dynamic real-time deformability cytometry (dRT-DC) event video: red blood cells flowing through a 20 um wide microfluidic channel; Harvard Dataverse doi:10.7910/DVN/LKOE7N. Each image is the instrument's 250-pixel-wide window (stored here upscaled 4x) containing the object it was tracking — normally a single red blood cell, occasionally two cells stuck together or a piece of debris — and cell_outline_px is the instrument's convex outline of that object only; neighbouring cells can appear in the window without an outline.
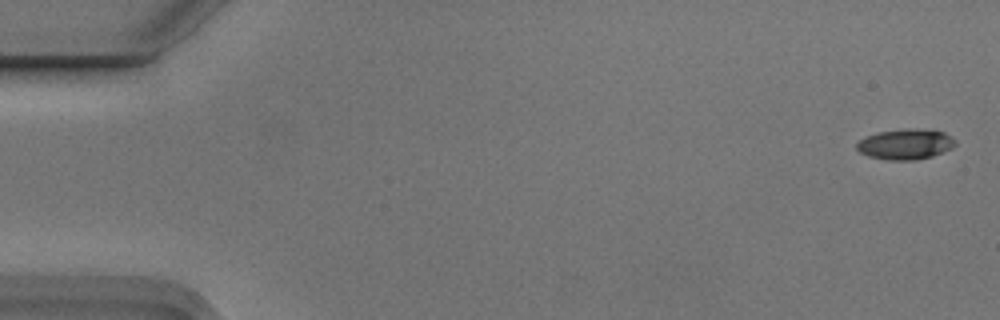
{"species": "Egyptian fruit bat (a non-hibernating species)", "species_latin": "Rousettus aegyptiacus", "temperature_condition": "cold", "stored_images_in_passage": 5, "camera_frame_rate_fps": 3000, "um_per_image_px": 0.085, "animal": {"sex": "male"}, "frame": {"image": 1, "passage_image": 1, "time_ms": 0.0, "image_size_px": [1000, 320], "cell_outline_px": [[956, 144], [952, 148], [932, 156], [916, 160], [888, 160], [868, 156], [860, 152], [856, 148], [856, 144], [864, 136], [876, 132], [904, 128], [916, 128], [944, 132], [952, 136], [956, 140]], "centroid_in_image_um": [76.96, 12.24], "position_along_channel_um": 8.0, "area_um2": 17.74}}
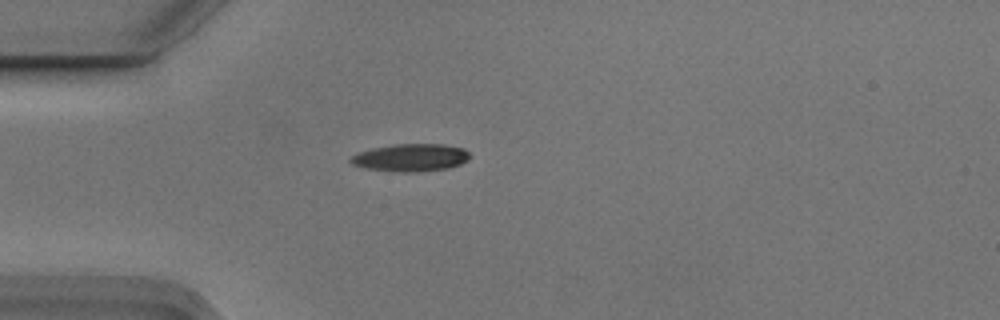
{"frame": {"image": 2, "passage_image": 5, "time_ms": 1.333, "image_size_px": [1000, 320], "cell_outline_px": [[472, 156], [468, 160], [460, 164], [448, 168], [420, 172], [392, 172], [364, 168], [352, 164], [348, 160], [352, 156], [360, 152], [372, 148], [392, 144], [444, 144], [464, 148]], "centroid_in_image_um": [34.92, 13.4], "position_along_channel_um": 50.1, "area_um2": 19.42}}